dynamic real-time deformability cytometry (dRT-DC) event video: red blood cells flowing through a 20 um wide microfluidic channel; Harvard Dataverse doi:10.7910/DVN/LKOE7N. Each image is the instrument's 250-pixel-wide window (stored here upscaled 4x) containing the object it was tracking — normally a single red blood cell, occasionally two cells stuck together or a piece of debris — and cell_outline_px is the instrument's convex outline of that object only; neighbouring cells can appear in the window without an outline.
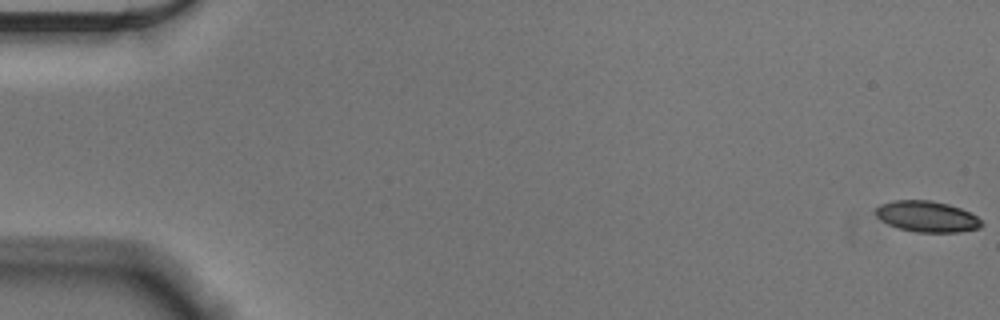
{"species": "Egyptian fruit bat (a non-hibernating species)", "species_latin": "Rousettus aegyptiacus", "temperature_condition": "cold", "stored_images_in_passage": 56, "camera_frame_rate_fps": 3000, "um_per_image_px": 0.085, "animal": {"sex": "male"}, "frame": {"image": 1, "passage_image": 1, "time_ms": 0.0, "image_size_px": [1000, 320], "cell_outline_px": [[984, 224], [980, 228], [960, 232], [916, 232], [900, 228], [888, 224], [876, 216], [876, 208], [880, 204], [892, 200], [932, 200], [948, 204], [960, 208], [976, 216]], "centroid_in_image_um": [78.8, 18.4], "position_along_channel_um": 6.2, "area_um2": 19.07}}
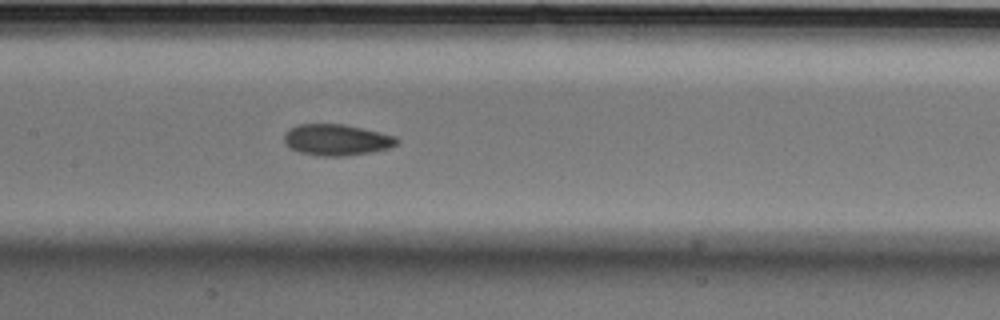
{"frame": {"image": 2, "passage_image": 28, "time_ms": 9.0, "image_size_px": [1000, 320], "cell_outline_px": [[400, 140], [392, 148], [372, 152], [344, 156], [320, 156], [300, 152], [288, 148], [284, 144], [284, 132], [300, 124], [344, 124], [396, 136]], "centroid_in_image_um": [28.61, 11.9], "position_along_channel_um": 178.8, "area_um2": 20.63}}
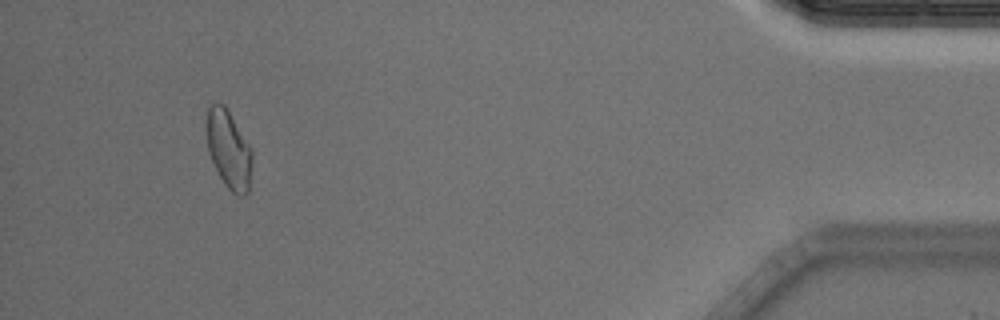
{"frame": {"image": 3, "passage_image": 53, "time_ms": 17.333, "image_size_px": [1000, 320], "cell_outline_px": [[252, 164], [248, 192], [244, 196], [240, 196], [232, 192], [224, 184], [208, 152], [204, 128], [208, 108], [212, 104], [224, 104], [252, 148]], "centroid_in_image_um": [19.43, 12.69], "position_along_channel_um": 415.8, "area_um2": 20.98}, "authors_computed_cell_mechanics": {"area_um2": 20.2878, "velocity_mm_per_s": 3.6106, "shape_relaxation_time_tau1_ms": null, "shape_relaxation_time_tau2_ms": 2.9982, "deformation_change_tau1": null, "deformation_change_tau2": 0.0692}}